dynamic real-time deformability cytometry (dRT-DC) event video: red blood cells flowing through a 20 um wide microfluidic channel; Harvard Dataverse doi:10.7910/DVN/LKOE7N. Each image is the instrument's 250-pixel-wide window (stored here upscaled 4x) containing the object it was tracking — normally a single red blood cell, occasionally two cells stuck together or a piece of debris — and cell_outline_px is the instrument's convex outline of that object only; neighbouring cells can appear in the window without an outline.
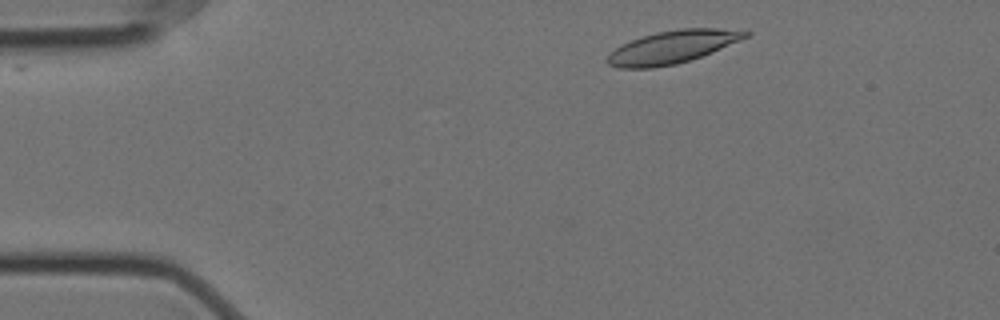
{"species": "Egyptian fruit bat (a non-hibernating species)", "species_latin": "Rousettus aegyptiacus", "temperature_condition": "cold", "stored_images_in_passage": 49, "camera_frame_rate_fps": 3000, "um_per_image_px": 0.085, "animal": {"sex": "female"}, "frame": {"image": 1, "passage_image": 1, "time_ms": 0.0, "image_size_px": [1000, 320], "cell_outline_px": [[752, 32], [748, 36], [740, 40], [712, 52], [692, 60], [676, 64], [652, 68], [620, 68], [608, 64], [604, 60], [620, 44], [656, 32], [680, 28], [716, 28]], "centroid_in_image_um": [57.13, 4.0], "position_along_channel_um": 27.9, "area_um2": 26.24}}
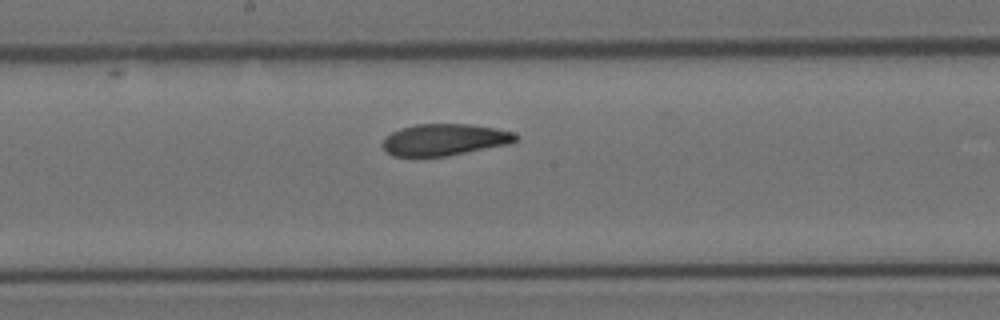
{"frame": {"image": 2, "passage_image": 22, "time_ms": 7.0, "image_size_px": [1000, 320], "cell_outline_px": [[520, 136], [516, 140], [508, 144], [448, 156], [412, 160], [392, 156], [380, 144], [392, 132], [400, 128], [416, 124], [472, 124], [496, 128], [512, 132]], "centroid_in_image_um": [37.72, 11.91], "position_along_channel_um": 210.5, "area_um2": 25.32}}
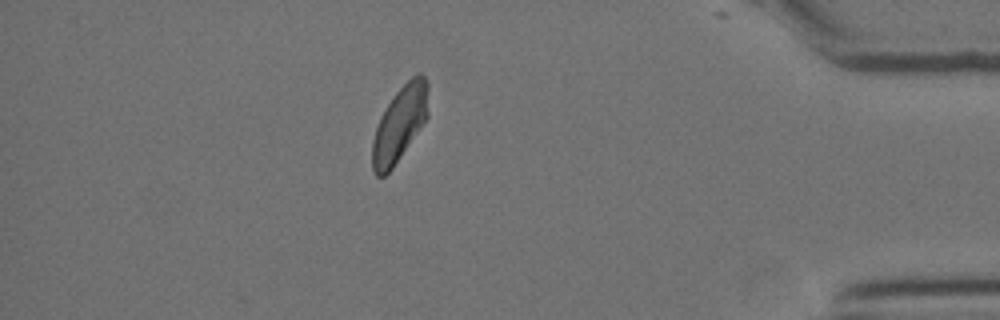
{"frame": {"image": 3, "passage_image": 42, "time_ms": 13.667, "image_size_px": [1000, 320], "cell_outline_px": [[428, 116], [420, 128], [392, 168], [384, 176], [376, 176], [372, 168], [372, 140], [380, 116], [396, 92], [416, 72], [420, 72], [424, 76], [428, 84]], "centroid_in_image_um": [33.97, 10.5], "position_along_channel_um": 401.2, "area_um2": 24.28}, "authors_computed_cell_mechanics": {"area_um2": 25.432, "velocity_mm_per_s": 3.4879, "shape_relaxation_time_tau1_ms": 5.0324, "shape_relaxation_time_tau2_ms": 2.2847, "deformation_change_tau1": 0.147, "deformation_change_tau2": 0.072}}